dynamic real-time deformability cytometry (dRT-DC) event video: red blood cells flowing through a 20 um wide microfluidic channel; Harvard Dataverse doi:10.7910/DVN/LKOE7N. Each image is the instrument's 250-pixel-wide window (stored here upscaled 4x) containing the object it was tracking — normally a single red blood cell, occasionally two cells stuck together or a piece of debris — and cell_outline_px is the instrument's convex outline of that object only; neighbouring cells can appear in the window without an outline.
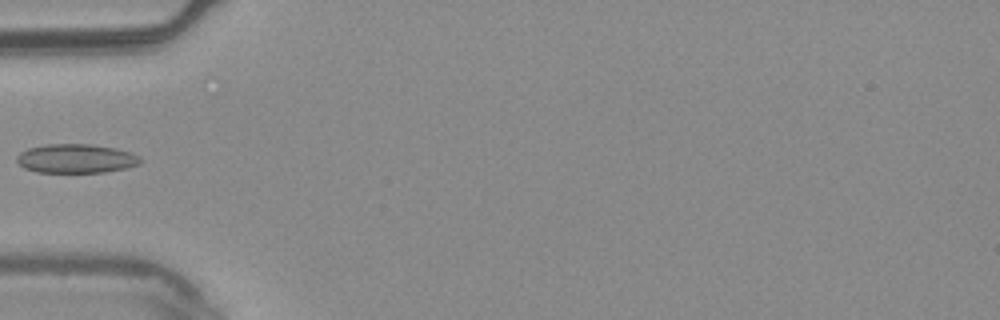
{"species": "common noctule bat (a hibernating species)", "species_latin": "Nyctalus noctula", "temperature_condition": "warm", "stored_images_in_passage": 5, "camera_frame_rate_fps": 3000, "um_per_image_px": 0.085, "animal": {"sex": "male", "body_mass_g": 20.4}, "frame": {"image": 1, "passage_image": 5, "time_ms": 1.333, "image_size_px": [1000, 320], "cell_outline_px": [[144, 160], [140, 164], [128, 168], [104, 172], [36, 172], [24, 168], [16, 160], [16, 156], [20, 152], [28, 148], [44, 144], [92, 144], [116, 148], [132, 152], [140, 156]], "centroid_in_image_um": [6.51, 13.47], "position_along_channel_um": 78.5, "area_um2": 21.21}}